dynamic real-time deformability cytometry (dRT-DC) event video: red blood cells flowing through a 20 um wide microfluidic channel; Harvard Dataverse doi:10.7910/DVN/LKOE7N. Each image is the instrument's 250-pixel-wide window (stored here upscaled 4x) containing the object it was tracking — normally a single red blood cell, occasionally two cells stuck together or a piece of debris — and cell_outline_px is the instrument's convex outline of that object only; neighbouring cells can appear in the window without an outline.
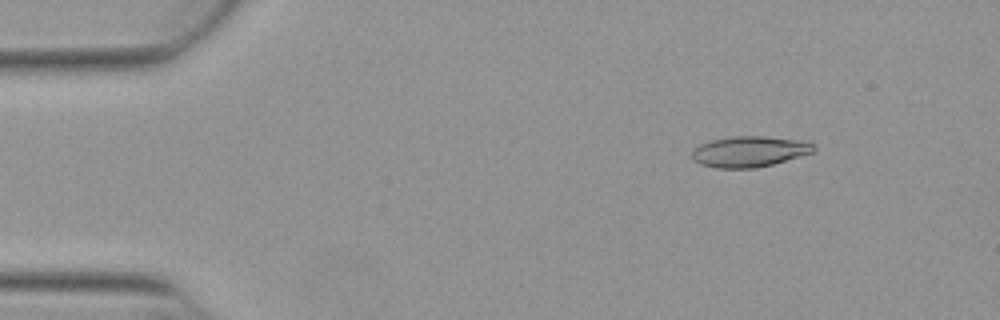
{"species": "Egyptian fruit bat (a non-hibernating species)", "species_latin": "Rousettus aegyptiacus", "temperature_condition": "warm", "stored_images_in_passage": 53, "camera_frame_rate_fps": 3000, "um_per_image_px": 0.085, "animal": {"sex": "female"}, "frame": {"image": 1, "passage_image": 7, "time_ms": 2.0, "image_size_px": [1000, 320], "cell_outline_px": [[816, 148], [812, 152], [772, 164], [756, 168], [716, 168], [700, 164], [692, 160], [692, 152], [700, 144], [712, 140], [732, 136], [764, 136], [808, 140], [816, 144]], "centroid_in_image_um": [63.73, 12.87], "position_along_channel_um": 21.3, "area_um2": 21.96}}
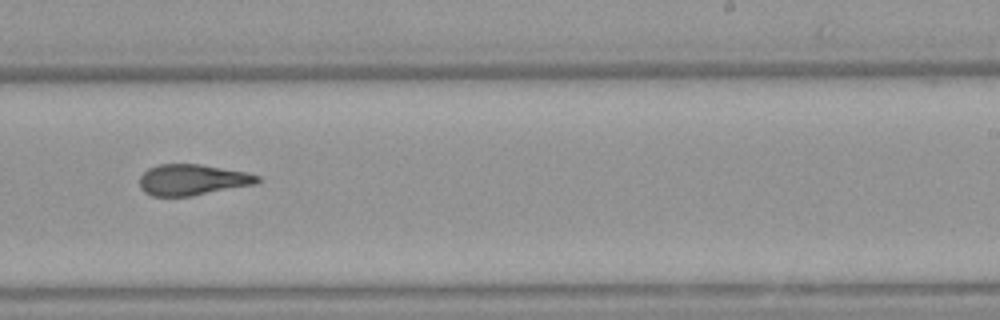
{"frame": {"image": 2, "passage_image": 33, "time_ms": 10.667, "image_size_px": [1000, 320], "cell_outline_px": [[260, 180], [256, 184], [192, 196], [152, 196], [144, 192], [140, 188], [140, 176], [148, 168], [160, 164], [200, 164], [248, 172], [260, 176]], "centroid_in_image_um": [16.36, 15.28], "position_along_channel_um": 272.6, "area_um2": 21.39}}
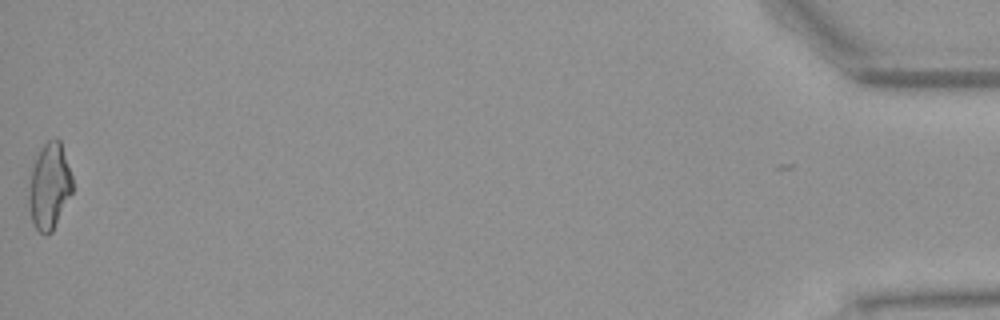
{"frame": {"image": 3, "passage_image": 53, "time_ms": 17.333, "image_size_px": [1000, 320], "cell_outline_px": [[72, 192], [52, 232], [44, 236], [32, 224], [28, 208], [28, 188], [32, 160], [40, 148], [48, 140], [56, 136], [60, 140], [72, 176]], "centroid_in_image_um": [4.15, 15.81], "position_along_channel_um": 431.0, "area_um2": 22.43}, "authors_computed_cell_mechanics": {"area_um2": 21.7328, "velocity_mm_per_s": 3.8782, "shape_relaxation_time_tau1_ms": null, "shape_relaxation_time_tau2_ms": 2.0574, "deformation_change_tau1": null, "deformation_change_tau2": 0.1165}}